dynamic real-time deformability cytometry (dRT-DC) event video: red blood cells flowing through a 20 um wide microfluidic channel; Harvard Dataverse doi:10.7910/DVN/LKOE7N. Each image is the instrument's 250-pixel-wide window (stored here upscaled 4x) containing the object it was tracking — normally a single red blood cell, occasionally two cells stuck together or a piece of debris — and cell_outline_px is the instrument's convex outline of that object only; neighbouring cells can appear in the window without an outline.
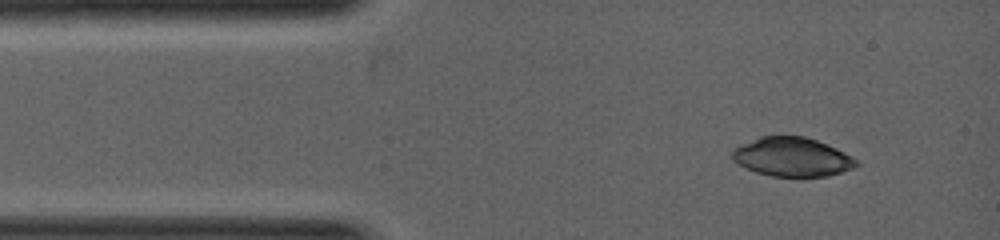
{"species": "common noctule bat (a hibernating species)", "species_latin": "Nyctalus noctula", "temperature_condition": "warm", "stored_images_in_passage": 14, "camera_frame_rate_fps": 5000, "um_per_image_px": 0.085, "animal": {"sex": "female", "body_mass_g": 19.0, "forearm_length_mm": 53.3}, "frame": {"image": 1, "passage_image": 2, "time_ms": 0.4, "image_size_px": [1000, 240], "cell_outline_px": [[860, 164], [852, 168], [828, 176], [772, 176], [756, 172], [732, 160], [732, 152], [740, 144], [760, 136], [804, 136], [816, 140], [836, 148], [844, 152], [856, 160]], "centroid_in_image_um": [67.32, 13.33], "position_along_channel_um": 17.7, "area_um2": 27.86}}
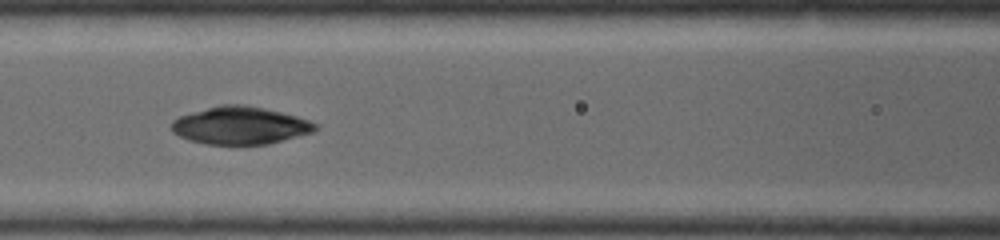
{"frame": {"image": 2, "passage_image": 9, "time_ms": 2.6, "image_size_px": [1000, 240], "cell_outline_px": [[316, 128], [312, 132], [268, 144], [208, 144], [188, 140], [172, 132], [172, 120], [180, 116], [192, 112], [220, 104], [244, 104], [264, 108], [296, 116], [308, 120], [316, 124]], "centroid_in_image_um": [20.38, 10.66], "position_along_channel_um": 146.2, "area_um2": 31.21}}
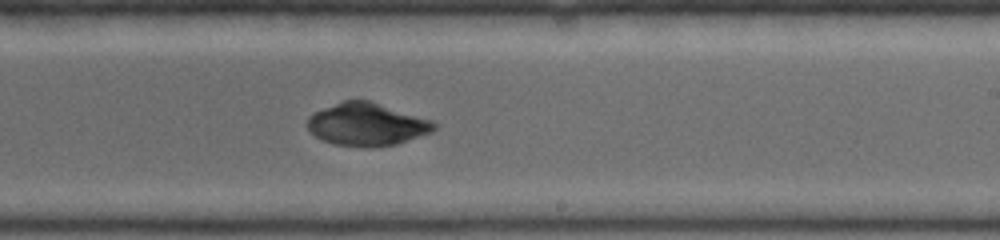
{"frame": {"image": 3, "passage_image": 14, "time_ms": 4.0, "image_size_px": [1000, 240], "cell_outline_px": [[436, 128], [432, 132], [396, 144], [372, 148], [368, 148], [336, 144], [324, 140], [316, 136], [308, 128], [308, 116], [312, 112], [344, 100], [368, 100], [432, 120], [436, 124]], "centroid_in_image_um": [31.18, 10.57], "position_along_channel_um": 257.8, "area_um2": 31.39}}